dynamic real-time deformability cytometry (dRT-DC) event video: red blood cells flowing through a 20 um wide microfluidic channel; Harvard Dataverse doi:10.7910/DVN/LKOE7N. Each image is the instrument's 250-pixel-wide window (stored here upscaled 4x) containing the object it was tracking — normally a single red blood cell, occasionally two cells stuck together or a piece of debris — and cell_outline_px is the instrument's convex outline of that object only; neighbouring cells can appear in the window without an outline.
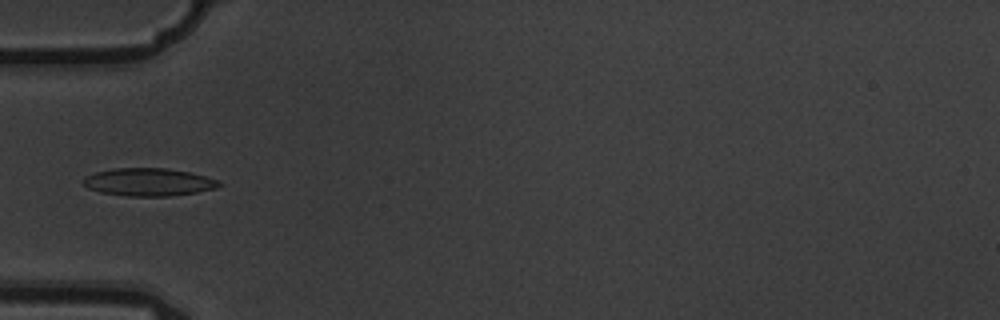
{"species": "common noctule bat (a hibernating species)", "species_latin": "Nyctalus noctula", "temperature_condition": "warm", "stored_images_in_passage": 6, "camera_frame_rate_fps": 3000, "um_per_image_px": 0.085, "animal": {"sex": "male", "body_mass_g": 19.5, "forearm_length_mm": 54.6}, "frame": {"image": 1, "passage_image": 6, "time_ms": 1.667, "image_size_px": [1000, 320], "cell_outline_px": [[220, 184], [216, 188], [196, 192], [168, 196], [128, 196], [100, 192], [88, 188], [80, 180], [84, 176], [96, 172], [112, 168], [168, 168], [188, 172], [204, 176], [216, 180]], "centroid_in_image_um": [12.55, 15.47], "position_along_channel_um": 72.4, "area_um2": 21.85}}